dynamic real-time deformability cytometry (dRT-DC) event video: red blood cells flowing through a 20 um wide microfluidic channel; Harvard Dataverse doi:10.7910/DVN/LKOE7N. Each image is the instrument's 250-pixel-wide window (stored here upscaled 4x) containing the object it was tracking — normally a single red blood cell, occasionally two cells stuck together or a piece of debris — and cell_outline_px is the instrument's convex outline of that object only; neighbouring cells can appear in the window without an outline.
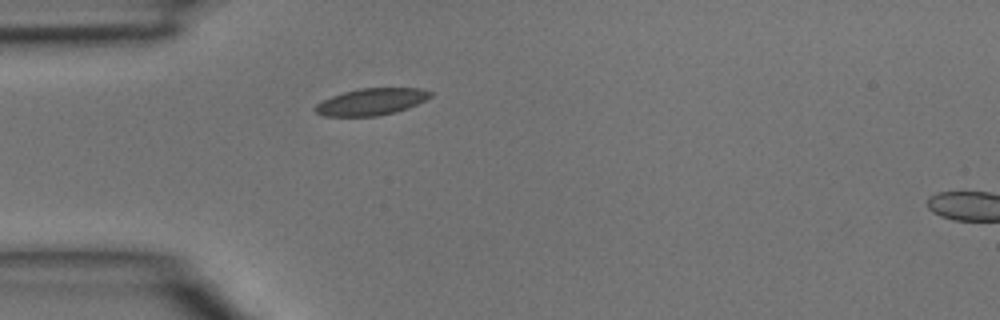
{"species": "common noctule bat (a hibernating species)", "species_latin": "Nyctalus noctula", "temperature_condition": "room temperature", "stored_images_in_passage": 2, "segment_of_instrument_passage": [1, 2], "camera_frame_rate_fps": 3000, "um_per_image_px": 0.085, "animal": {"sex": "male", "body_mass_g": 15.6}, "frame": {"image": 1, "passage_image": 1, "time_ms": 0.0, "image_size_px": [1000, 320], "cell_outline_px": [[432, 96], [408, 108], [376, 116], [324, 116], [316, 112], [312, 108], [316, 104], [332, 96], [344, 92], [360, 88], [420, 88], [432, 92]], "centroid_in_image_um": [31.54, 8.64], "position_along_channel_um": 53.5, "area_um2": 17.8}}